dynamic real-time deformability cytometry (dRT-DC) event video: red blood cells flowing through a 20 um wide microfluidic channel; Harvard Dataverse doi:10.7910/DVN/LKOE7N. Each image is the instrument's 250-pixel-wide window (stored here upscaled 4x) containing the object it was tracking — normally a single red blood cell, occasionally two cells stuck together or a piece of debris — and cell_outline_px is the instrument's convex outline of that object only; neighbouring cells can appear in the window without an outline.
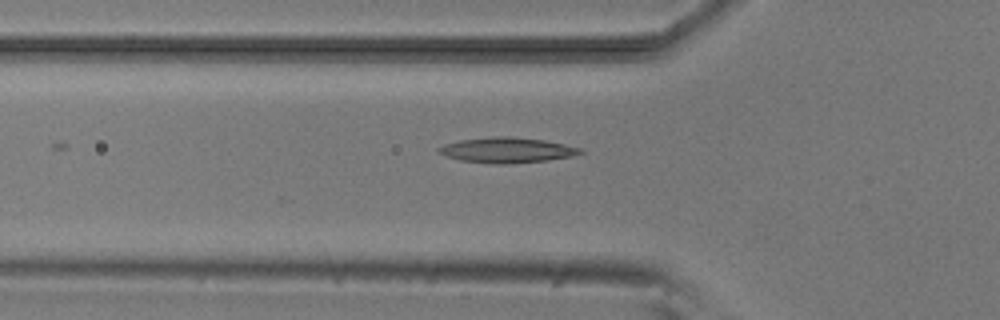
{"species": "common noctule bat (a hibernating species)", "species_latin": "Nyctalus noctula", "temperature_condition": "room temperature", "stored_images_in_passage": 2, "camera_frame_rate_fps": 3000, "um_per_image_px": 0.085, "animal": {"sex": "male", "body_mass_g": 20.5, "forearm_length_mm": 52.5}, "frame": {"image": 1, "passage_image": 2, "time_ms": 1.0, "image_size_px": [1000, 320], "cell_outline_px": [[584, 152], [572, 156], [548, 160], [504, 164], [500, 164], [460, 160], [436, 152], [436, 148], [444, 144], [460, 140], [492, 136], [512, 136], [544, 140], [564, 144], [580, 148]], "centroid_in_image_um": [43.07, 12.75], "position_along_channel_um": 82.7, "area_um2": 20.81}}